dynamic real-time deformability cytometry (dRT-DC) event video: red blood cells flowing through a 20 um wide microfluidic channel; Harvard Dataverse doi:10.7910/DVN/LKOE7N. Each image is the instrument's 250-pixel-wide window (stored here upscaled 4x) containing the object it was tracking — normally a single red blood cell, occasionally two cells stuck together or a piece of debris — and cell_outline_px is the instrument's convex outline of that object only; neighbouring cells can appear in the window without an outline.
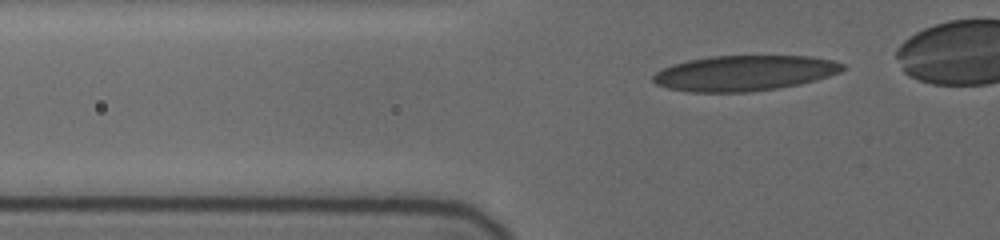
{"species": "human", "species_latin": "Homo sapiens", "temperature_condition": "cold", "stored_images_in_passage": 7, "camera_frame_rate_fps": 3000, "um_per_image_px": 0.085, "donor": {"sex": "female"}, "frame": {"image": 1, "passage_image": 3, "time_ms": 0.667, "image_size_px": [1000, 240], "cell_outline_px": [[844, 68], [840, 72], [816, 80], [800, 84], [776, 88], [748, 92], [688, 92], [668, 88], [656, 84], [652, 80], [652, 76], [656, 72], [672, 64], [688, 60], [712, 56], [812, 56], [832, 60], [844, 64]], "centroid_in_image_um": [63.26, 6.21], "position_along_channel_um": 62.5, "area_um2": 39.07}}